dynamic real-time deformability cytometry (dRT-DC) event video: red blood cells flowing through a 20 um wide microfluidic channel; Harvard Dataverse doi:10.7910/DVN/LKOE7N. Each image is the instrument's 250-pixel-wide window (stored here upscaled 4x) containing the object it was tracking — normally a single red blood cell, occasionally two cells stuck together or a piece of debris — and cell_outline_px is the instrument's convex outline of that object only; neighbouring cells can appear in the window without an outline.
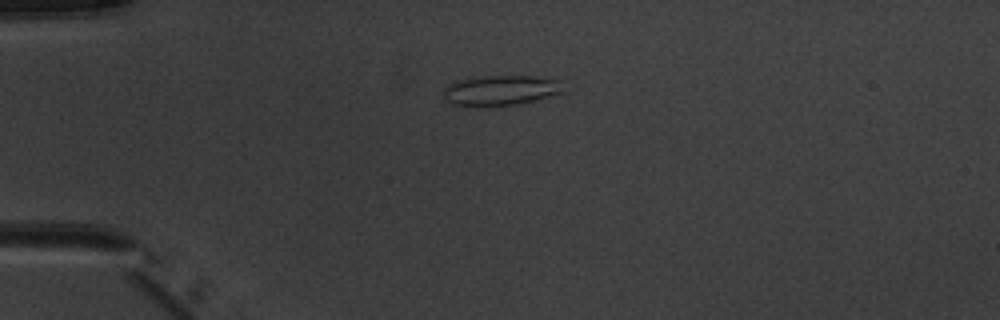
{"species": "common noctule bat (a hibernating species)", "species_latin": "Nyctalus noctula", "temperature_condition": "warm", "stored_images_in_passage": 7, "camera_frame_rate_fps": 3000, "um_per_image_px": 0.085, "animal": {"sex": "male", "body_mass_g": 20.1, "forearm_length_mm": 53.5}, "frame": {"image": 1, "passage_image": 4, "time_ms": 3.333, "image_size_px": [1000, 320], "cell_outline_px": [[564, 92], [516, 104], [484, 108], [472, 108], [452, 104], [444, 100], [440, 92], [444, 88], [456, 80], [484, 76], [536, 76], [560, 80]], "centroid_in_image_um": [42.45, 7.71], "position_along_channel_um": 42.6, "area_um2": 21.62}}
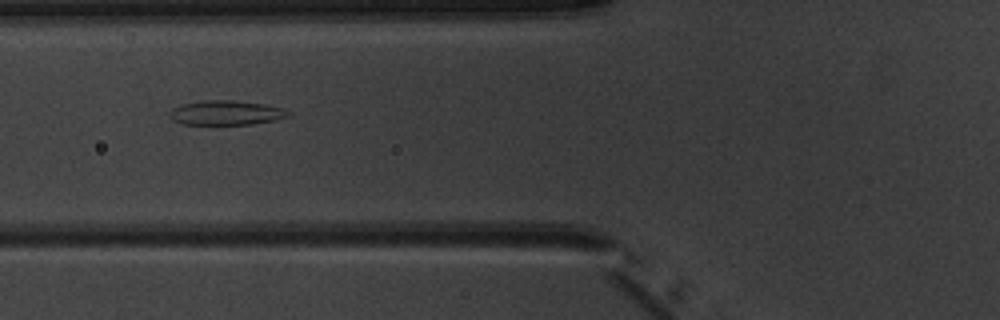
{"frame": {"image": 2, "passage_image": 6, "time_ms": 5.667, "image_size_px": [1000, 320], "cell_outline_px": [[292, 116], [276, 120], [252, 124], [180, 124], [172, 120], [168, 116], [168, 112], [172, 108], [180, 104], [200, 100], [232, 100], [264, 104], [280, 108], [292, 112]], "centroid_in_image_um": [19.18, 9.58], "position_along_channel_um": 106.6, "area_um2": 17.22}}
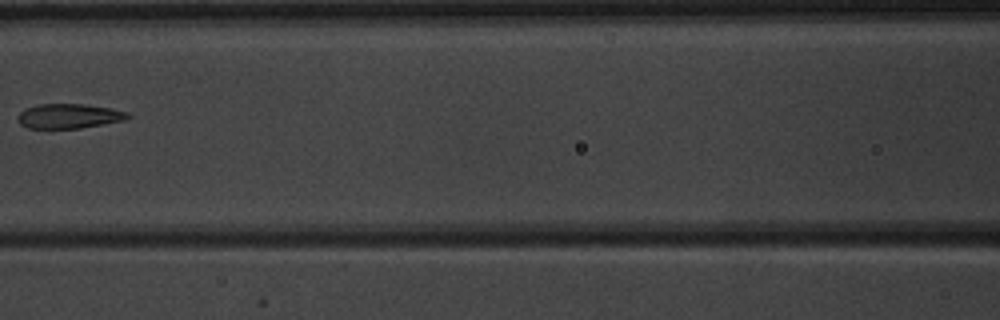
{"frame": {"image": 3, "passage_image": 7, "time_ms": 7.0, "image_size_px": [1000, 320], "cell_outline_px": [[132, 116], [124, 120], [80, 128], [28, 128], [20, 124], [16, 120], [16, 116], [24, 108], [36, 104], [84, 104], [112, 108], [128, 112]], "centroid_in_image_um": [5.82, 9.86], "position_along_channel_um": 160.8, "area_um2": 15.95}}